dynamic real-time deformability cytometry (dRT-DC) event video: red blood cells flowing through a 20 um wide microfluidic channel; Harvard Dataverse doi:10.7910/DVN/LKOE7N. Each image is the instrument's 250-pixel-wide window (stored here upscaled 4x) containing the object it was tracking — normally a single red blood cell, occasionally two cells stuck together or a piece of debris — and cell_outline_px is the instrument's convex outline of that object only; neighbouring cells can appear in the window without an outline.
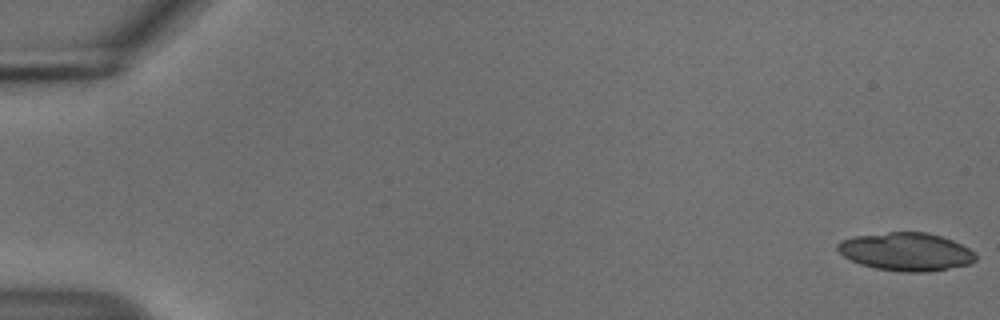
{"species": "common noctule bat (a hibernating species)", "species_latin": "Nyctalus noctula", "temperature_condition": "cold", "stored_images_in_passage": 27, "camera_frame_rate_fps": 3000, "um_per_image_px": 0.085, "animal": {"sex": "male", "body_mass_g": 18.8}, "frame": {"image": 1, "passage_image": 1, "time_ms": 0.0, "image_size_px": [1000, 320], "cell_outline_px": [[976, 260], [968, 264], [928, 272], [904, 272], [876, 268], [860, 264], [844, 256], [836, 248], [836, 244], [840, 240], [852, 236], [888, 232], [928, 232], [952, 240], [976, 252]], "centroid_in_image_um": [77.0, 21.38], "position_along_channel_um": 8.0, "area_um2": 30.63}}
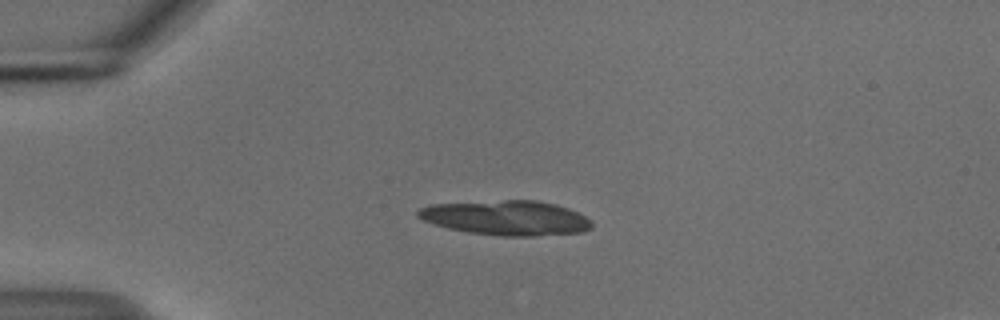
{"frame": {"image": 2, "passage_image": 14, "time_ms": 4.333, "image_size_px": [1000, 320], "cell_outline_px": [[592, 228], [584, 232], [536, 236], [504, 236], [468, 232], [448, 228], [432, 224], [416, 216], [416, 212], [420, 208], [432, 204], [504, 200], [536, 200], [556, 204], [568, 208], [592, 220]], "centroid_in_image_um": [43.05, 18.52], "position_along_channel_um": 42.0, "area_um2": 35.26}}